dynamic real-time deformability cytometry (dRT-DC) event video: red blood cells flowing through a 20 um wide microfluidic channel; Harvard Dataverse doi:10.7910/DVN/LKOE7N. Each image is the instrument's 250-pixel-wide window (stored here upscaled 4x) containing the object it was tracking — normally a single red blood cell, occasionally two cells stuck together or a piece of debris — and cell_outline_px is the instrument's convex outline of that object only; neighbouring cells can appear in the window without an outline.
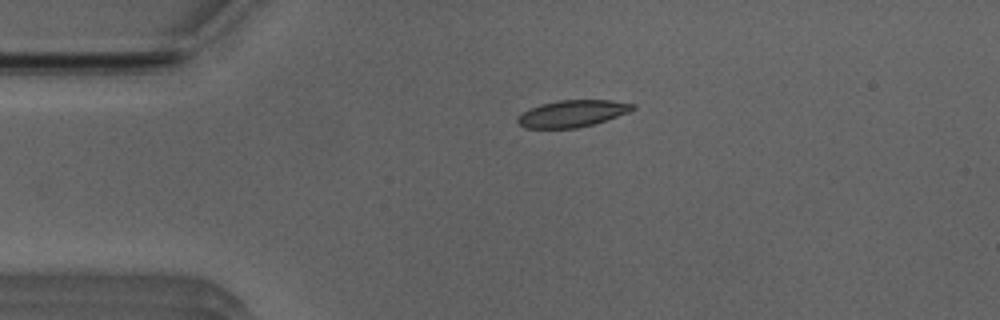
{"species": "Egyptian fruit bat (a non-hibernating species)", "species_latin": "Rousettus aegyptiacus", "temperature_condition": "room temperature", "stored_images_in_passage": 34, "camera_frame_rate_fps": 3000, "um_per_image_px": 0.085, "animal": {"sex": "male"}, "frame": {"image": 1, "passage_image": 1, "time_ms": 0.0, "image_size_px": [1000, 320], "cell_outline_px": [[636, 108], [628, 112], [592, 124], [576, 128], [524, 128], [516, 120], [524, 112], [540, 104], [560, 100], [612, 100], [636, 104]], "centroid_in_image_um": [48.67, 9.64], "position_along_channel_um": 36.3, "area_um2": 17.69}}
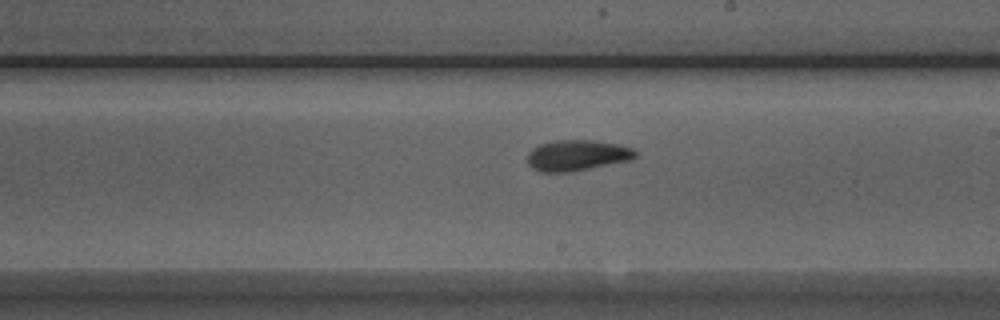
{"frame": {"image": 2, "passage_image": 19, "time_ms": 6.0, "image_size_px": [1000, 320], "cell_outline_px": [[636, 156], [632, 160], [568, 172], [540, 172], [532, 168], [528, 164], [528, 152], [532, 148], [540, 144], [556, 140], [596, 140], [620, 144], [632, 148], [636, 152]], "centroid_in_image_um": [49.05, 13.2], "position_along_channel_um": 239.9, "area_um2": 19.48}}
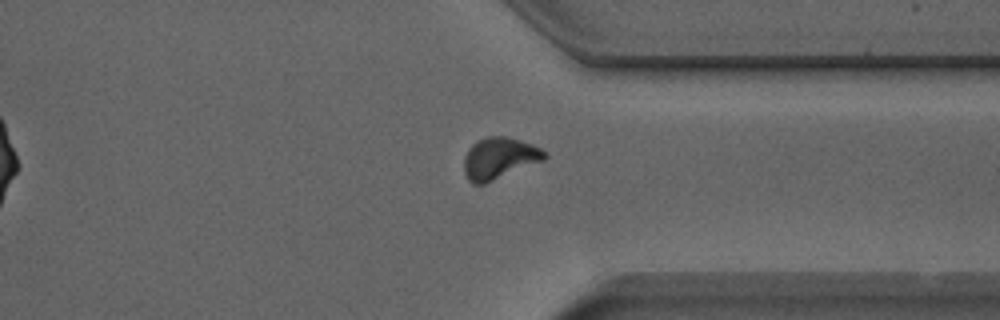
{"frame": {"image": 3, "passage_image": 29, "time_ms": 9.333, "image_size_px": [1000, 320], "cell_outline_px": [[548, 156], [544, 160], [484, 184], [472, 184], [468, 180], [464, 172], [464, 156], [468, 148], [476, 140], [488, 136], [508, 136], [532, 144], [548, 152]], "centroid_in_image_um": [42.43, 13.44], "position_along_channel_um": 369.0, "area_um2": 19.71}, "authors_computed_cell_mechanics": {"area_um2": 18.9584, "velocity_mm_per_s": 3.9371, "shape_relaxation_time_tau1_ms": 2.9544, "shape_relaxation_time_tau2_ms": 1.9378, "deformation_change_tau1": 0.1265, "deformation_change_tau2": 0.0693}}